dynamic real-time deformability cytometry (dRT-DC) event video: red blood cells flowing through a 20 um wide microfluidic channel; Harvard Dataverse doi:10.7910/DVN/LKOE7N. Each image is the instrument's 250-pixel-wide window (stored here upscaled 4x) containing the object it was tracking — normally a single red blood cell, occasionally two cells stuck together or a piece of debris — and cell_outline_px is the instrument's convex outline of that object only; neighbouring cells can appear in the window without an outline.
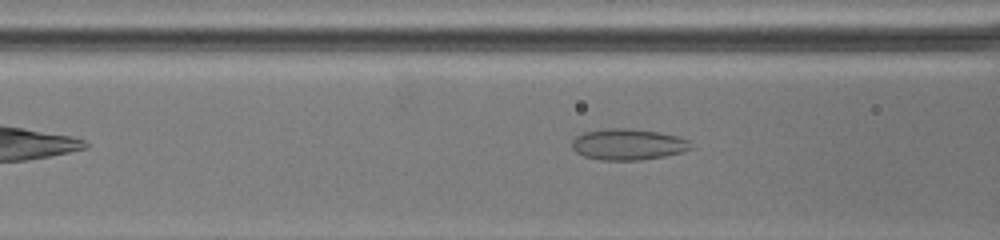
{"species": "common noctule bat (a hibernating species)", "species_latin": "Nyctalus noctula", "temperature_condition": "warm", "stored_images_in_passage": 7, "camera_frame_rate_fps": 3000, "um_per_image_px": 0.085, "animal": {"sex": "female", "body_mass_g": 19.5, "forearm_length_mm": 54.1}, "frame": {"image": 1, "passage_image": 5, "time_ms": 1.667, "image_size_px": [1000, 240], "cell_outline_px": [[692, 148], [680, 152], [664, 156], [640, 160], [600, 160], [584, 156], [576, 152], [572, 148], [572, 140], [576, 136], [584, 132], [608, 128], [628, 128], [656, 132], [676, 136], [688, 140]], "centroid_in_image_um": [53.33, 12.27], "position_along_channel_um": 113.3, "area_um2": 21.39}}